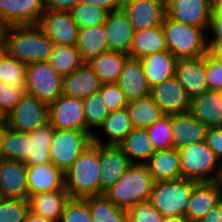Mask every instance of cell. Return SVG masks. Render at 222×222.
Returning a JSON list of instances; mask_svg holds the SVG:
<instances>
[{
  "instance_id": "obj_18",
  "label": "cell",
  "mask_w": 222,
  "mask_h": 222,
  "mask_svg": "<svg viewBox=\"0 0 222 222\" xmlns=\"http://www.w3.org/2000/svg\"><path fill=\"white\" fill-rule=\"evenodd\" d=\"M104 25L108 51L129 56L134 29L125 12L120 8L107 13Z\"/></svg>"
},
{
  "instance_id": "obj_42",
  "label": "cell",
  "mask_w": 222,
  "mask_h": 222,
  "mask_svg": "<svg viewBox=\"0 0 222 222\" xmlns=\"http://www.w3.org/2000/svg\"><path fill=\"white\" fill-rule=\"evenodd\" d=\"M70 13L79 28H84L104 24L108 12L102 8L81 2Z\"/></svg>"
},
{
  "instance_id": "obj_49",
  "label": "cell",
  "mask_w": 222,
  "mask_h": 222,
  "mask_svg": "<svg viewBox=\"0 0 222 222\" xmlns=\"http://www.w3.org/2000/svg\"><path fill=\"white\" fill-rule=\"evenodd\" d=\"M205 142L222 164V130L219 127L208 128Z\"/></svg>"
},
{
  "instance_id": "obj_46",
  "label": "cell",
  "mask_w": 222,
  "mask_h": 222,
  "mask_svg": "<svg viewBox=\"0 0 222 222\" xmlns=\"http://www.w3.org/2000/svg\"><path fill=\"white\" fill-rule=\"evenodd\" d=\"M126 211L130 222H163V216L152 206L149 200L135 204Z\"/></svg>"
},
{
  "instance_id": "obj_36",
  "label": "cell",
  "mask_w": 222,
  "mask_h": 222,
  "mask_svg": "<svg viewBox=\"0 0 222 222\" xmlns=\"http://www.w3.org/2000/svg\"><path fill=\"white\" fill-rule=\"evenodd\" d=\"M126 108L134 128H148L165 115L150 94L129 101Z\"/></svg>"
},
{
  "instance_id": "obj_15",
  "label": "cell",
  "mask_w": 222,
  "mask_h": 222,
  "mask_svg": "<svg viewBox=\"0 0 222 222\" xmlns=\"http://www.w3.org/2000/svg\"><path fill=\"white\" fill-rule=\"evenodd\" d=\"M174 76L190 99L202 95L209 90L206 82V55L178 60Z\"/></svg>"
},
{
  "instance_id": "obj_38",
  "label": "cell",
  "mask_w": 222,
  "mask_h": 222,
  "mask_svg": "<svg viewBox=\"0 0 222 222\" xmlns=\"http://www.w3.org/2000/svg\"><path fill=\"white\" fill-rule=\"evenodd\" d=\"M48 61L62 77L71 74L83 64L76 45H53Z\"/></svg>"
},
{
  "instance_id": "obj_9",
  "label": "cell",
  "mask_w": 222,
  "mask_h": 222,
  "mask_svg": "<svg viewBox=\"0 0 222 222\" xmlns=\"http://www.w3.org/2000/svg\"><path fill=\"white\" fill-rule=\"evenodd\" d=\"M49 122L48 104L24 94L18 105L3 119L12 130L29 133Z\"/></svg>"
},
{
  "instance_id": "obj_31",
  "label": "cell",
  "mask_w": 222,
  "mask_h": 222,
  "mask_svg": "<svg viewBox=\"0 0 222 222\" xmlns=\"http://www.w3.org/2000/svg\"><path fill=\"white\" fill-rule=\"evenodd\" d=\"M30 135L0 126V151L2 159L25 163L29 157Z\"/></svg>"
},
{
  "instance_id": "obj_39",
  "label": "cell",
  "mask_w": 222,
  "mask_h": 222,
  "mask_svg": "<svg viewBox=\"0 0 222 222\" xmlns=\"http://www.w3.org/2000/svg\"><path fill=\"white\" fill-rule=\"evenodd\" d=\"M27 64L9 56L5 51L0 54V81L16 88L26 86Z\"/></svg>"
},
{
  "instance_id": "obj_59",
  "label": "cell",
  "mask_w": 222,
  "mask_h": 222,
  "mask_svg": "<svg viewBox=\"0 0 222 222\" xmlns=\"http://www.w3.org/2000/svg\"><path fill=\"white\" fill-rule=\"evenodd\" d=\"M0 28H7L5 23L2 21L1 17H0Z\"/></svg>"
},
{
  "instance_id": "obj_16",
  "label": "cell",
  "mask_w": 222,
  "mask_h": 222,
  "mask_svg": "<svg viewBox=\"0 0 222 222\" xmlns=\"http://www.w3.org/2000/svg\"><path fill=\"white\" fill-rule=\"evenodd\" d=\"M44 0H0V17L6 26L39 24Z\"/></svg>"
},
{
  "instance_id": "obj_33",
  "label": "cell",
  "mask_w": 222,
  "mask_h": 222,
  "mask_svg": "<svg viewBox=\"0 0 222 222\" xmlns=\"http://www.w3.org/2000/svg\"><path fill=\"white\" fill-rule=\"evenodd\" d=\"M119 146L131 164H146L155 151L146 128H134Z\"/></svg>"
},
{
  "instance_id": "obj_6",
  "label": "cell",
  "mask_w": 222,
  "mask_h": 222,
  "mask_svg": "<svg viewBox=\"0 0 222 222\" xmlns=\"http://www.w3.org/2000/svg\"><path fill=\"white\" fill-rule=\"evenodd\" d=\"M197 183L183 178L154 182L149 201L163 217L184 216Z\"/></svg>"
},
{
  "instance_id": "obj_29",
  "label": "cell",
  "mask_w": 222,
  "mask_h": 222,
  "mask_svg": "<svg viewBox=\"0 0 222 222\" xmlns=\"http://www.w3.org/2000/svg\"><path fill=\"white\" fill-rule=\"evenodd\" d=\"M149 86L162 83L174 76L178 59L169 51L164 50L147 55L140 59Z\"/></svg>"
},
{
  "instance_id": "obj_24",
  "label": "cell",
  "mask_w": 222,
  "mask_h": 222,
  "mask_svg": "<svg viewBox=\"0 0 222 222\" xmlns=\"http://www.w3.org/2000/svg\"><path fill=\"white\" fill-rule=\"evenodd\" d=\"M207 128L220 127L222 123V91L208 90L191 99L190 111Z\"/></svg>"
},
{
  "instance_id": "obj_17",
  "label": "cell",
  "mask_w": 222,
  "mask_h": 222,
  "mask_svg": "<svg viewBox=\"0 0 222 222\" xmlns=\"http://www.w3.org/2000/svg\"><path fill=\"white\" fill-rule=\"evenodd\" d=\"M222 200V181L197 183L186 207L185 217L198 222Z\"/></svg>"
},
{
  "instance_id": "obj_3",
  "label": "cell",
  "mask_w": 222,
  "mask_h": 222,
  "mask_svg": "<svg viewBox=\"0 0 222 222\" xmlns=\"http://www.w3.org/2000/svg\"><path fill=\"white\" fill-rule=\"evenodd\" d=\"M153 184V178L145 164H131L103 195L116 207L127 210L135 204L148 201Z\"/></svg>"
},
{
  "instance_id": "obj_51",
  "label": "cell",
  "mask_w": 222,
  "mask_h": 222,
  "mask_svg": "<svg viewBox=\"0 0 222 222\" xmlns=\"http://www.w3.org/2000/svg\"><path fill=\"white\" fill-rule=\"evenodd\" d=\"M211 32L213 35L212 39H219L222 38V13L212 10L209 27L207 32Z\"/></svg>"
},
{
  "instance_id": "obj_5",
  "label": "cell",
  "mask_w": 222,
  "mask_h": 222,
  "mask_svg": "<svg viewBox=\"0 0 222 222\" xmlns=\"http://www.w3.org/2000/svg\"><path fill=\"white\" fill-rule=\"evenodd\" d=\"M183 179L195 182L222 181V164L205 141L178 149Z\"/></svg>"
},
{
  "instance_id": "obj_21",
  "label": "cell",
  "mask_w": 222,
  "mask_h": 222,
  "mask_svg": "<svg viewBox=\"0 0 222 222\" xmlns=\"http://www.w3.org/2000/svg\"><path fill=\"white\" fill-rule=\"evenodd\" d=\"M124 93L126 100L134 101L139 97L149 95L151 87L145 77L140 59L128 57L122 73L115 83Z\"/></svg>"
},
{
  "instance_id": "obj_10",
  "label": "cell",
  "mask_w": 222,
  "mask_h": 222,
  "mask_svg": "<svg viewBox=\"0 0 222 222\" xmlns=\"http://www.w3.org/2000/svg\"><path fill=\"white\" fill-rule=\"evenodd\" d=\"M49 123L58 130L91 132L86 127L82 99L61 95L48 105Z\"/></svg>"
},
{
  "instance_id": "obj_34",
  "label": "cell",
  "mask_w": 222,
  "mask_h": 222,
  "mask_svg": "<svg viewBox=\"0 0 222 222\" xmlns=\"http://www.w3.org/2000/svg\"><path fill=\"white\" fill-rule=\"evenodd\" d=\"M128 57L123 53L106 51L88 65L98 75L101 84H111L116 83Z\"/></svg>"
},
{
  "instance_id": "obj_1",
  "label": "cell",
  "mask_w": 222,
  "mask_h": 222,
  "mask_svg": "<svg viewBox=\"0 0 222 222\" xmlns=\"http://www.w3.org/2000/svg\"><path fill=\"white\" fill-rule=\"evenodd\" d=\"M53 45L38 24L7 26L5 31L4 51L25 64L48 61Z\"/></svg>"
},
{
  "instance_id": "obj_60",
  "label": "cell",
  "mask_w": 222,
  "mask_h": 222,
  "mask_svg": "<svg viewBox=\"0 0 222 222\" xmlns=\"http://www.w3.org/2000/svg\"><path fill=\"white\" fill-rule=\"evenodd\" d=\"M2 123H3V120H2V118L0 117V126H1Z\"/></svg>"
},
{
  "instance_id": "obj_11",
  "label": "cell",
  "mask_w": 222,
  "mask_h": 222,
  "mask_svg": "<svg viewBox=\"0 0 222 222\" xmlns=\"http://www.w3.org/2000/svg\"><path fill=\"white\" fill-rule=\"evenodd\" d=\"M127 15L134 32L162 25L165 0H122L120 7Z\"/></svg>"
},
{
  "instance_id": "obj_43",
  "label": "cell",
  "mask_w": 222,
  "mask_h": 222,
  "mask_svg": "<svg viewBox=\"0 0 222 222\" xmlns=\"http://www.w3.org/2000/svg\"><path fill=\"white\" fill-rule=\"evenodd\" d=\"M28 211V199H0V222H23Z\"/></svg>"
},
{
  "instance_id": "obj_35",
  "label": "cell",
  "mask_w": 222,
  "mask_h": 222,
  "mask_svg": "<svg viewBox=\"0 0 222 222\" xmlns=\"http://www.w3.org/2000/svg\"><path fill=\"white\" fill-rule=\"evenodd\" d=\"M54 128L48 122L44 126L29 132V157L24 163L28 165H40L51 163L50 146Z\"/></svg>"
},
{
  "instance_id": "obj_41",
  "label": "cell",
  "mask_w": 222,
  "mask_h": 222,
  "mask_svg": "<svg viewBox=\"0 0 222 222\" xmlns=\"http://www.w3.org/2000/svg\"><path fill=\"white\" fill-rule=\"evenodd\" d=\"M154 150H163L173 147L171 115H164L150 127L146 128Z\"/></svg>"
},
{
  "instance_id": "obj_48",
  "label": "cell",
  "mask_w": 222,
  "mask_h": 222,
  "mask_svg": "<svg viewBox=\"0 0 222 222\" xmlns=\"http://www.w3.org/2000/svg\"><path fill=\"white\" fill-rule=\"evenodd\" d=\"M206 82L209 90L222 91V60L206 53Z\"/></svg>"
},
{
  "instance_id": "obj_14",
  "label": "cell",
  "mask_w": 222,
  "mask_h": 222,
  "mask_svg": "<svg viewBox=\"0 0 222 222\" xmlns=\"http://www.w3.org/2000/svg\"><path fill=\"white\" fill-rule=\"evenodd\" d=\"M211 0H165V15L189 25L208 29Z\"/></svg>"
},
{
  "instance_id": "obj_12",
  "label": "cell",
  "mask_w": 222,
  "mask_h": 222,
  "mask_svg": "<svg viewBox=\"0 0 222 222\" xmlns=\"http://www.w3.org/2000/svg\"><path fill=\"white\" fill-rule=\"evenodd\" d=\"M54 45H76L79 26L70 12L44 10L38 24Z\"/></svg>"
},
{
  "instance_id": "obj_27",
  "label": "cell",
  "mask_w": 222,
  "mask_h": 222,
  "mask_svg": "<svg viewBox=\"0 0 222 222\" xmlns=\"http://www.w3.org/2000/svg\"><path fill=\"white\" fill-rule=\"evenodd\" d=\"M69 199V193L64 187L61 190L33 194L28 197L29 211L51 222H59Z\"/></svg>"
},
{
  "instance_id": "obj_53",
  "label": "cell",
  "mask_w": 222,
  "mask_h": 222,
  "mask_svg": "<svg viewBox=\"0 0 222 222\" xmlns=\"http://www.w3.org/2000/svg\"><path fill=\"white\" fill-rule=\"evenodd\" d=\"M207 53L214 58L222 60V38L207 40Z\"/></svg>"
},
{
  "instance_id": "obj_54",
  "label": "cell",
  "mask_w": 222,
  "mask_h": 222,
  "mask_svg": "<svg viewBox=\"0 0 222 222\" xmlns=\"http://www.w3.org/2000/svg\"><path fill=\"white\" fill-rule=\"evenodd\" d=\"M198 222H222V200L219 201L204 218Z\"/></svg>"
},
{
  "instance_id": "obj_22",
  "label": "cell",
  "mask_w": 222,
  "mask_h": 222,
  "mask_svg": "<svg viewBox=\"0 0 222 222\" xmlns=\"http://www.w3.org/2000/svg\"><path fill=\"white\" fill-rule=\"evenodd\" d=\"M26 174L28 197L47 191L61 190L64 187V174L52 163L28 165Z\"/></svg>"
},
{
  "instance_id": "obj_58",
  "label": "cell",
  "mask_w": 222,
  "mask_h": 222,
  "mask_svg": "<svg viewBox=\"0 0 222 222\" xmlns=\"http://www.w3.org/2000/svg\"><path fill=\"white\" fill-rule=\"evenodd\" d=\"M212 10L222 13V0H211Z\"/></svg>"
},
{
  "instance_id": "obj_50",
  "label": "cell",
  "mask_w": 222,
  "mask_h": 222,
  "mask_svg": "<svg viewBox=\"0 0 222 222\" xmlns=\"http://www.w3.org/2000/svg\"><path fill=\"white\" fill-rule=\"evenodd\" d=\"M82 0H44V10L70 12Z\"/></svg>"
},
{
  "instance_id": "obj_30",
  "label": "cell",
  "mask_w": 222,
  "mask_h": 222,
  "mask_svg": "<svg viewBox=\"0 0 222 222\" xmlns=\"http://www.w3.org/2000/svg\"><path fill=\"white\" fill-rule=\"evenodd\" d=\"M76 47L83 64H89L98 55L108 51L105 25L79 28Z\"/></svg>"
},
{
  "instance_id": "obj_28",
  "label": "cell",
  "mask_w": 222,
  "mask_h": 222,
  "mask_svg": "<svg viewBox=\"0 0 222 222\" xmlns=\"http://www.w3.org/2000/svg\"><path fill=\"white\" fill-rule=\"evenodd\" d=\"M108 139L106 141L93 133L92 142L103 145H120V143L134 129L127 108L110 112L107 118L99 126Z\"/></svg>"
},
{
  "instance_id": "obj_32",
  "label": "cell",
  "mask_w": 222,
  "mask_h": 222,
  "mask_svg": "<svg viewBox=\"0 0 222 222\" xmlns=\"http://www.w3.org/2000/svg\"><path fill=\"white\" fill-rule=\"evenodd\" d=\"M168 50L161 25L134 32L129 57L141 59L147 55Z\"/></svg>"
},
{
  "instance_id": "obj_55",
  "label": "cell",
  "mask_w": 222,
  "mask_h": 222,
  "mask_svg": "<svg viewBox=\"0 0 222 222\" xmlns=\"http://www.w3.org/2000/svg\"><path fill=\"white\" fill-rule=\"evenodd\" d=\"M23 222H51V221L46 220L42 216L36 215L31 211H28Z\"/></svg>"
},
{
  "instance_id": "obj_57",
  "label": "cell",
  "mask_w": 222,
  "mask_h": 222,
  "mask_svg": "<svg viewBox=\"0 0 222 222\" xmlns=\"http://www.w3.org/2000/svg\"><path fill=\"white\" fill-rule=\"evenodd\" d=\"M5 31L6 28H0V54L4 52Z\"/></svg>"
},
{
  "instance_id": "obj_23",
  "label": "cell",
  "mask_w": 222,
  "mask_h": 222,
  "mask_svg": "<svg viewBox=\"0 0 222 222\" xmlns=\"http://www.w3.org/2000/svg\"><path fill=\"white\" fill-rule=\"evenodd\" d=\"M101 85L93 69L88 64H82L71 74L62 77V95L83 100L98 92Z\"/></svg>"
},
{
  "instance_id": "obj_20",
  "label": "cell",
  "mask_w": 222,
  "mask_h": 222,
  "mask_svg": "<svg viewBox=\"0 0 222 222\" xmlns=\"http://www.w3.org/2000/svg\"><path fill=\"white\" fill-rule=\"evenodd\" d=\"M27 166L22 162L0 159V196L28 199Z\"/></svg>"
},
{
  "instance_id": "obj_19",
  "label": "cell",
  "mask_w": 222,
  "mask_h": 222,
  "mask_svg": "<svg viewBox=\"0 0 222 222\" xmlns=\"http://www.w3.org/2000/svg\"><path fill=\"white\" fill-rule=\"evenodd\" d=\"M101 194L114 185L131 165L119 145L99 144Z\"/></svg>"
},
{
  "instance_id": "obj_45",
  "label": "cell",
  "mask_w": 222,
  "mask_h": 222,
  "mask_svg": "<svg viewBox=\"0 0 222 222\" xmlns=\"http://www.w3.org/2000/svg\"><path fill=\"white\" fill-rule=\"evenodd\" d=\"M25 93V88H16L0 81V117L2 120L18 105Z\"/></svg>"
},
{
  "instance_id": "obj_7",
  "label": "cell",
  "mask_w": 222,
  "mask_h": 222,
  "mask_svg": "<svg viewBox=\"0 0 222 222\" xmlns=\"http://www.w3.org/2000/svg\"><path fill=\"white\" fill-rule=\"evenodd\" d=\"M25 91L49 105L62 95V76L49 61L29 63Z\"/></svg>"
},
{
  "instance_id": "obj_2",
  "label": "cell",
  "mask_w": 222,
  "mask_h": 222,
  "mask_svg": "<svg viewBox=\"0 0 222 222\" xmlns=\"http://www.w3.org/2000/svg\"><path fill=\"white\" fill-rule=\"evenodd\" d=\"M63 174L70 198L100 195L99 144L88 146Z\"/></svg>"
},
{
  "instance_id": "obj_8",
  "label": "cell",
  "mask_w": 222,
  "mask_h": 222,
  "mask_svg": "<svg viewBox=\"0 0 222 222\" xmlns=\"http://www.w3.org/2000/svg\"><path fill=\"white\" fill-rule=\"evenodd\" d=\"M93 133L54 129L50 146L51 163L66 171L92 142Z\"/></svg>"
},
{
  "instance_id": "obj_40",
  "label": "cell",
  "mask_w": 222,
  "mask_h": 222,
  "mask_svg": "<svg viewBox=\"0 0 222 222\" xmlns=\"http://www.w3.org/2000/svg\"><path fill=\"white\" fill-rule=\"evenodd\" d=\"M86 127L92 132L99 128L110 114L100 92H95L82 100ZM93 129V130H92Z\"/></svg>"
},
{
  "instance_id": "obj_25",
  "label": "cell",
  "mask_w": 222,
  "mask_h": 222,
  "mask_svg": "<svg viewBox=\"0 0 222 222\" xmlns=\"http://www.w3.org/2000/svg\"><path fill=\"white\" fill-rule=\"evenodd\" d=\"M172 142L175 149L205 141L207 127L190 112L171 115Z\"/></svg>"
},
{
  "instance_id": "obj_26",
  "label": "cell",
  "mask_w": 222,
  "mask_h": 222,
  "mask_svg": "<svg viewBox=\"0 0 222 222\" xmlns=\"http://www.w3.org/2000/svg\"><path fill=\"white\" fill-rule=\"evenodd\" d=\"M145 165L148 167L154 182L182 179L180 154L174 147L155 150Z\"/></svg>"
},
{
  "instance_id": "obj_52",
  "label": "cell",
  "mask_w": 222,
  "mask_h": 222,
  "mask_svg": "<svg viewBox=\"0 0 222 222\" xmlns=\"http://www.w3.org/2000/svg\"><path fill=\"white\" fill-rule=\"evenodd\" d=\"M82 3L102 8L109 13L120 9L122 0H82Z\"/></svg>"
},
{
  "instance_id": "obj_13",
  "label": "cell",
  "mask_w": 222,
  "mask_h": 222,
  "mask_svg": "<svg viewBox=\"0 0 222 222\" xmlns=\"http://www.w3.org/2000/svg\"><path fill=\"white\" fill-rule=\"evenodd\" d=\"M150 95L165 115L184 114L190 111L191 99L175 76L153 86Z\"/></svg>"
},
{
  "instance_id": "obj_47",
  "label": "cell",
  "mask_w": 222,
  "mask_h": 222,
  "mask_svg": "<svg viewBox=\"0 0 222 222\" xmlns=\"http://www.w3.org/2000/svg\"><path fill=\"white\" fill-rule=\"evenodd\" d=\"M99 92L104 99L109 112L127 107L128 101L126 100L124 93L115 83L102 84Z\"/></svg>"
},
{
  "instance_id": "obj_4",
  "label": "cell",
  "mask_w": 222,
  "mask_h": 222,
  "mask_svg": "<svg viewBox=\"0 0 222 222\" xmlns=\"http://www.w3.org/2000/svg\"><path fill=\"white\" fill-rule=\"evenodd\" d=\"M161 27L168 50L178 60L206 55V28L185 24L167 15L164 16Z\"/></svg>"
},
{
  "instance_id": "obj_56",
  "label": "cell",
  "mask_w": 222,
  "mask_h": 222,
  "mask_svg": "<svg viewBox=\"0 0 222 222\" xmlns=\"http://www.w3.org/2000/svg\"><path fill=\"white\" fill-rule=\"evenodd\" d=\"M163 222H190L185 216L163 217Z\"/></svg>"
},
{
  "instance_id": "obj_37",
  "label": "cell",
  "mask_w": 222,
  "mask_h": 222,
  "mask_svg": "<svg viewBox=\"0 0 222 222\" xmlns=\"http://www.w3.org/2000/svg\"><path fill=\"white\" fill-rule=\"evenodd\" d=\"M93 222H126L127 211L116 207L103 194L85 197Z\"/></svg>"
},
{
  "instance_id": "obj_44",
  "label": "cell",
  "mask_w": 222,
  "mask_h": 222,
  "mask_svg": "<svg viewBox=\"0 0 222 222\" xmlns=\"http://www.w3.org/2000/svg\"><path fill=\"white\" fill-rule=\"evenodd\" d=\"M93 222L85 198H70L65 205L59 222Z\"/></svg>"
}]
</instances>
